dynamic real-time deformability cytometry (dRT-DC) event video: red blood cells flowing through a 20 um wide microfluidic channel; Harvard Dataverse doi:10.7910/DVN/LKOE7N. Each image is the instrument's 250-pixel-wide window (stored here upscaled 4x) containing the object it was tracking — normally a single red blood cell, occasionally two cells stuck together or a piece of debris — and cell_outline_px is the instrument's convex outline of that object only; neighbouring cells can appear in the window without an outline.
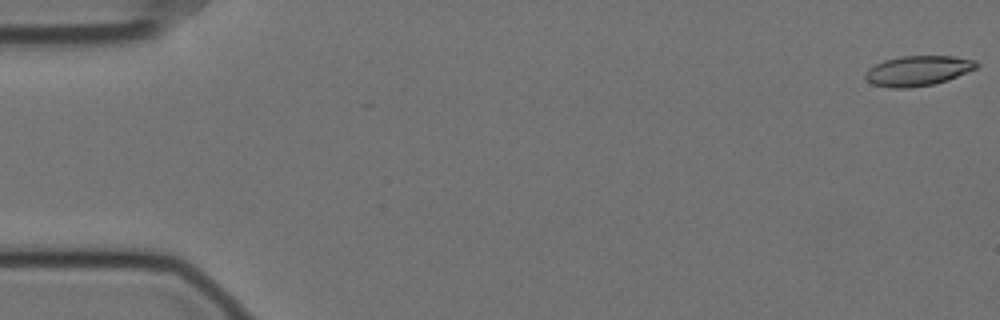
{"species": "Egyptian fruit bat (a non-hibernating species)", "species_latin": "Rousettus aegyptiacus", "temperature_condition": "cold", "stored_images_in_passage": 58, "camera_frame_rate_fps": 3000, "um_per_image_px": 0.085, "animal": {"sex": "female"}, "frame": {"image": 1, "passage_image": 1, "time_ms": 0.0, "image_size_px": [1000, 320], "cell_outline_px": [[980, 68], [948, 80], [932, 84], [908, 88], [892, 88], [872, 84], [864, 76], [868, 68], [884, 60], [900, 56], [952, 56], [976, 60], [980, 64]], "centroid_in_image_um": [78.08, 6.01], "position_along_channel_um": 6.9, "area_um2": 19.65}}
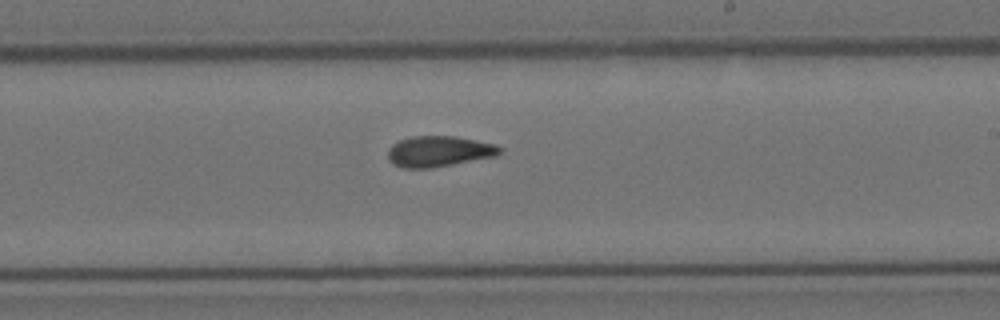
{"frame": {"image": 2, "passage_image": 34, "time_ms": 11.0, "image_size_px": [1000, 320], "cell_outline_px": [[504, 148], [496, 156], [452, 164], [428, 168], [404, 168], [392, 164], [388, 160], [388, 152], [392, 144], [400, 140], [412, 136], [456, 136], [496, 144]], "centroid_in_image_um": [37.31, 12.86], "position_along_channel_um": 251.7, "area_um2": 20.06}}
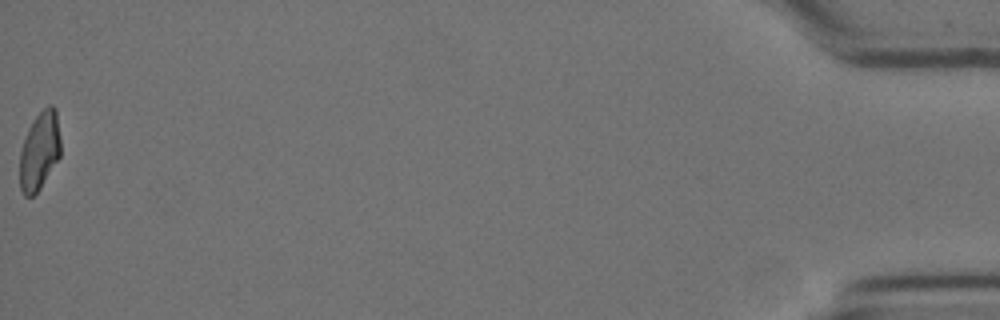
{"frame": {"image": 3, "passage_image": 58, "time_ms": 19.0, "image_size_px": [1000, 320], "cell_outline_px": [[60, 156], [40, 188], [32, 196], [24, 196], [20, 188], [20, 152], [28, 128], [32, 120], [48, 104], [52, 104], [56, 108], [60, 140]], "centroid_in_image_um": [3.36, 12.8], "position_along_channel_um": 431.8, "area_um2": 18.55}, "authors_computed_cell_mechanics": {"area_um2": 19.652, "velocity_mm_per_s": 3.5132, "shape_relaxation_time_tau1_ms": 11.0553, "shape_relaxation_time_tau2_ms": 3.5159, "deformation_change_tau1": 0.2471, "deformation_change_tau2": 0.1}}